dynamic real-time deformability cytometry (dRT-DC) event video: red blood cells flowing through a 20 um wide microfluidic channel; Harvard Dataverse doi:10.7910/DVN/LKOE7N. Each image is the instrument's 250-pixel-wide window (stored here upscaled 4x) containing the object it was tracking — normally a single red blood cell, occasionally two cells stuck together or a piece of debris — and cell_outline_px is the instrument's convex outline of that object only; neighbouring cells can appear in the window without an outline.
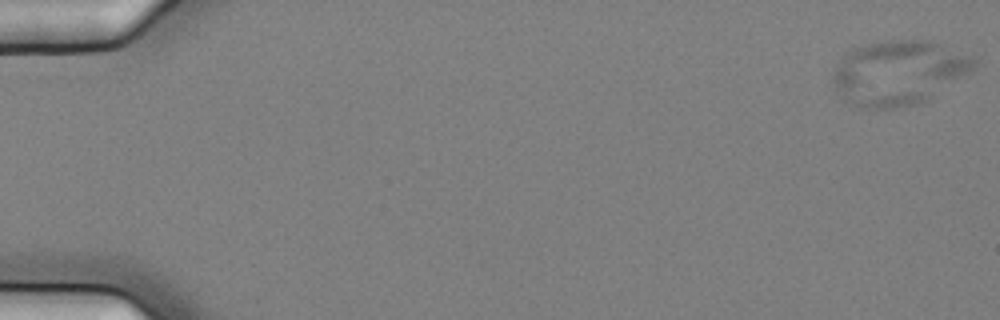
{"species": "common noctule bat (a hibernating species)", "species_latin": "Nyctalus noctula", "temperature_condition": "cold", "stored_images_in_passage": 6, "camera_frame_rate_fps": 3000, "um_per_image_px": 0.085, "animal": {"sex": "female", "body_mass_g": 25.1}, "frame": {"image": 1, "passage_image": 1, "time_ms": 0.0, "image_size_px": [1000, 320], "cell_outline_px": [[980, 56], [976, 64], [968, 72], [928, 100], [912, 104], [892, 108], [856, 108], [844, 100], [836, 88], [832, 80], [832, 72], [836, 64], [844, 52], [860, 44], [884, 40], [928, 40]], "centroid_in_image_um": [76.36, 6.14], "position_along_channel_um": 8.6, "area_um2": 53.7}}